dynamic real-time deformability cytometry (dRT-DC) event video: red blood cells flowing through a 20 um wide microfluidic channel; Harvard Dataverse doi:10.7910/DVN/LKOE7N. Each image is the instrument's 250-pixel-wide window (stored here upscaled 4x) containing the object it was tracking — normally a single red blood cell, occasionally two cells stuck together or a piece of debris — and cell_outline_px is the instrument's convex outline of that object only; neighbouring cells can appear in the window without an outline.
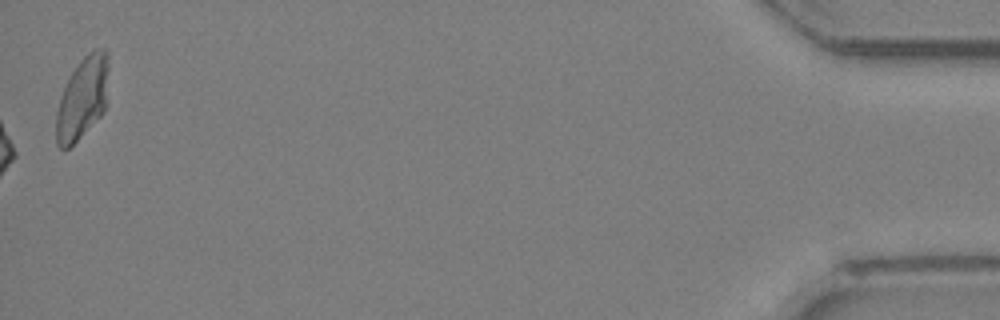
{"species": "Egyptian fruit bat (a non-hibernating species)", "species_latin": "Rousettus aegyptiacus", "temperature_condition": "room temperature", "stored_images_in_passage": 32, "camera_frame_rate_fps": 3000, "um_per_image_px": 0.085, "animal": {"sex": "female"}, "frame": {"image": 1, "passage_image": 32, "time_ms": 10.333, "image_size_px": [1000, 320], "cell_outline_px": [[108, 68], [104, 112], [68, 148], [60, 148], [56, 144], [56, 112], [60, 96], [72, 72], [80, 60], [88, 52], [96, 48], [108, 48]], "centroid_in_image_um": [7.0, 8.29], "position_along_channel_um": 428.2, "area_um2": 24.8}}